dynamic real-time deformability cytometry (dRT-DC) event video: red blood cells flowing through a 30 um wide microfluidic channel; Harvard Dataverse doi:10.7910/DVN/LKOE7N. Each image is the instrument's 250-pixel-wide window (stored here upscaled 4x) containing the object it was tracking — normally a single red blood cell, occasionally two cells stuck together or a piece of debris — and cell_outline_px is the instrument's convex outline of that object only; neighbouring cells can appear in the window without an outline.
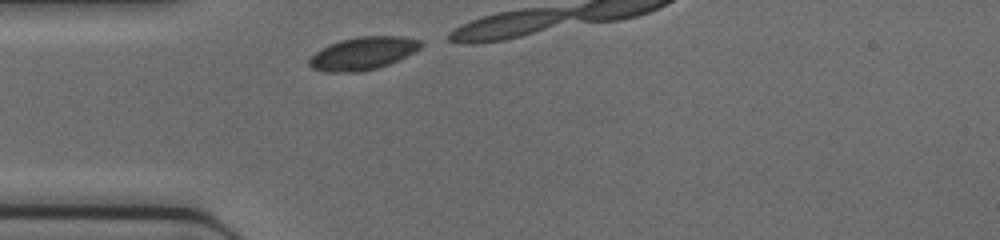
{"species": "common noctule bat (a hibernating species)", "species_latin": "Nyctalus noctula", "temperature_condition": "cold", "stored_images_in_passage": 5, "camera_frame_rate_fps": 3000, "um_per_image_px": 0.085, "animal": {"sex": "female", "body_mass_g": 17.0, "forearm_length_mm": 48.0}, "frame": {"image": 1, "passage_image": 1, "time_ms": 0.0, "image_size_px": [1000, 240], "cell_outline_px": [[424, 44], [420, 48], [388, 64], [364, 72], [324, 72], [312, 68], [308, 64], [308, 60], [320, 48], [340, 40], [356, 36], [400, 36], [420, 40]], "centroid_in_image_um": [30.8, 4.53], "position_along_channel_um": 54.2, "area_um2": 21.27}}